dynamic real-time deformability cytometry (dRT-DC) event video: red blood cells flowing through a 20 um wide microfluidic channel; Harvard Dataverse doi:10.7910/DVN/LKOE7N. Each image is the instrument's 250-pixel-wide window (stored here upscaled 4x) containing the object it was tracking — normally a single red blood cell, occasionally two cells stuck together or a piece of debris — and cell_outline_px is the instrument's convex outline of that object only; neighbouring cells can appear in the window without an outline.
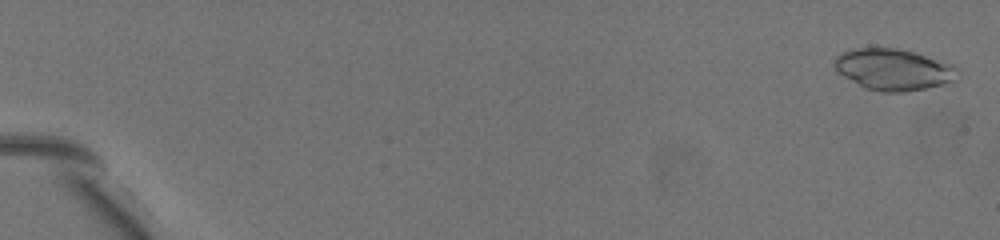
{"species": "common noctule bat (a hibernating species)", "species_latin": "Nyctalus noctula", "temperature_condition": "warm", "stored_images_in_passage": 52, "camera_frame_rate_fps": 3000, "um_per_image_px": 0.085, "animal": {"sex": "female", "body_mass_g": 19.5, "forearm_length_mm": 54.1}, "frame": {"image": 1, "passage_image": 2, "time_ms": 0.333, "image_size_px": [1000, 240], "cell_outline_px": [[960, 72], [948, 80], [940, 84], [924, 88], [904, 92], [880, 92], [864, 88], [836, 72], [832, 64], [836, 56], [840, 52], [852, 48], [896, 48], [912, 52], [956, 64]], "centroid_in_image_um": [75.86, 5.89], "position_along_channel_um": 9.1, "area_um2": 29.71}}
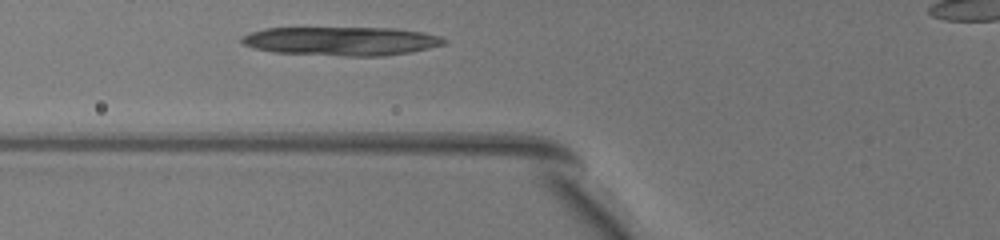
{"frame": {"image": 2, "passage_image": 27, "time_ms": 8.667, "image_size_px": [1000, 240], "cell_outline_px": [[448, 40], [444, 44], [428, 48], [408, 52], [384, 56], [344, 56], [272, 52], [252, 48], [244, 44], [240, 40], [240, 36], [264, 28], [396, 28], [424, 32], [440, 36]], "centroid_in_image_um": [29.0, 3.49], "position_along_channel_um": 96.8, "area_um2": 34.04}}
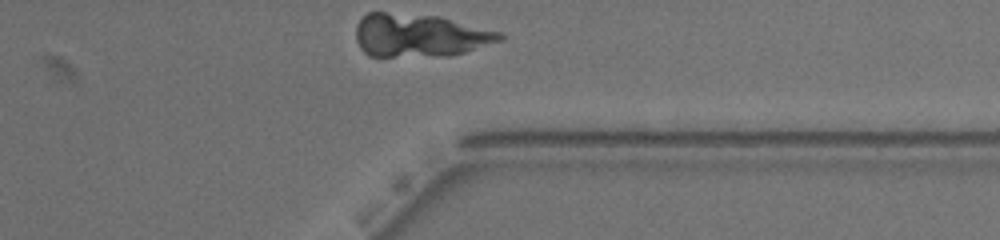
{"frame": {"image": 3, "passage_image": 52, "time_ms": 17.0, "image_size_px": [1000, 240], "cell_outline_px": [[504, 40], [452, 56], [368, 56], [360, 48], [356, 40], [356, 28], [360, 20], [368, 12], [384, 12], [440, 16], [500, 32], [504, 36]], "centroid_in_image_um": [35.68, 3.01], "position_along_channel_um": 375.7, "area_um2": 36.24}}